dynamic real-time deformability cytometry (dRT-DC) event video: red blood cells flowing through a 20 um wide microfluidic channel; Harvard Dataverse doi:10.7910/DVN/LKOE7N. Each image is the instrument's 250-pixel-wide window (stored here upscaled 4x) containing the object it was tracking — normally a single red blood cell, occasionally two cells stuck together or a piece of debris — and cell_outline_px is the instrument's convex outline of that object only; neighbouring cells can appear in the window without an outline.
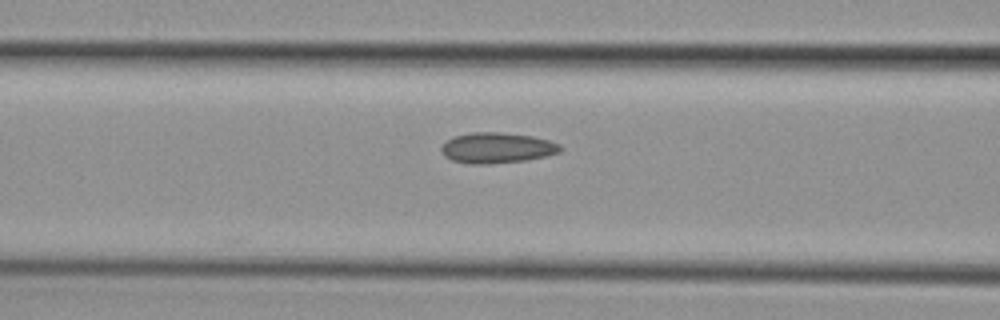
{"species": "common noctule bat (a hibernating species)", "species_latin": "Nyctalus noctula", "temperature_condition": "cold", "stored_images_in_passage": 6, "segment_of_instrument_passage": [1, 2], "camera_frame_rate_fps": 3000, "um_per_image_px": 0.085, "animal": {"sex": "female", "body_mass_g": 29.2, "forearm_length_mm": 56.3}, "frame": {"image": 1, "passage_image": 5, "time_ms": 5.667, "image_size_px": [1000, 320], "cell_outline_px": [[564, 148], [560, 152], [544, 156], [524, 160], [488, 164], [468, 164], [452, 160], [444, 156], [440, 148], [452, 136], [472, 132], [500, 132], [532, 136], [548, 140], [560, 144]], "centroid_in_image_um": [42.23, 12.56], "position_along_channel_um": 124.4, "area_um2": 21.21}}